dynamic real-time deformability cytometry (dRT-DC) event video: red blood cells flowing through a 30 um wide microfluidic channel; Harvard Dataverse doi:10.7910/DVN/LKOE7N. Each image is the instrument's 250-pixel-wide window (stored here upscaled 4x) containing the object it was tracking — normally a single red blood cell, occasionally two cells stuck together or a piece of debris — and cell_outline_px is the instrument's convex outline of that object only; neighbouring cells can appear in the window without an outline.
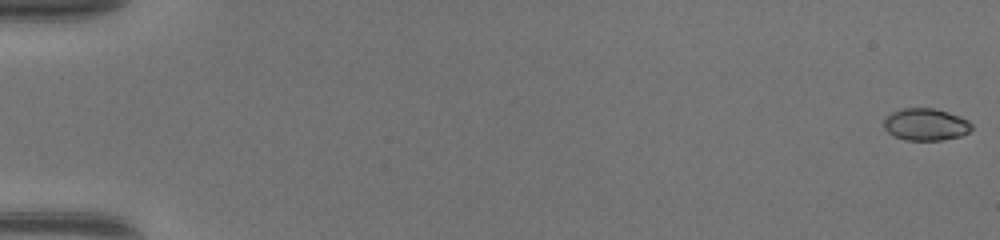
{"species": "common noctule bat (a hibernating species)", "species_latin": "Nyctalus noctula", "temperature_condition": "warm", "stored_images_in_passage": 49, "camera_frame_rate_fps": 3000, "um_per_image_px": 0.085, "animal": {"sex": "female", "body_mass_g": 17.0, "forearm_length_mm": 48.0}, "frame": {"image": 1, "passage_image": 1, "time_ms": 0.0, "image_size_px": [1000, 240], "cell_outline_px": [[972, 128], [968, 132], [960, 136], [940, 140], [908, 140], [896, 136], [888, 132], [884, 128], [884, 120], [892, 112], [904, 108], [936, 108], [960, 116], [968, 120], [972, 124]], "centroid_in_image_um": [78.71, 10.57], "position_along_channel_um": 6.3, "area_um2": 16.3}}
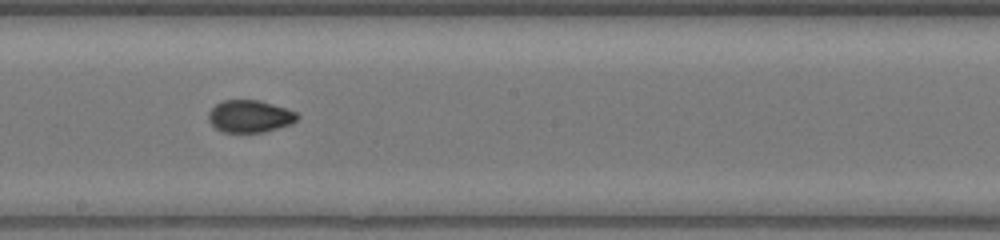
{"frame": {"image": 2, "passage_image": 29, "time_ms": 9.333, "image_size_px": [1000, 240], "cell_outline_px": [[300, 116], [292, 124], [264, 132], [220, 132], [208, 120], [208, 112], [216, 104], [224, 100], [260, 100], [296, 112]], "centroid_in_image_um": [21.23, 9.89], "position_along_channel_um": 227.0, "area_um2": 16.7}}
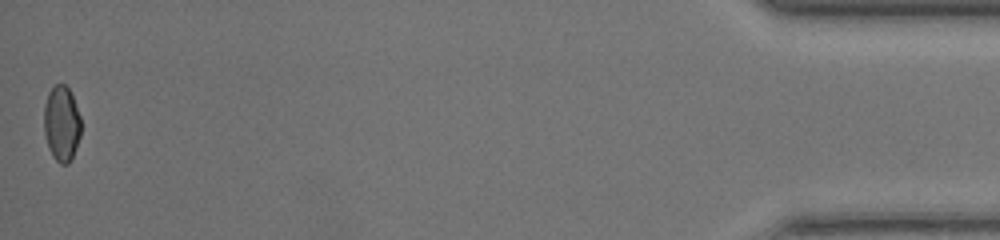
{"frame": {"image": 3, "passage_image": 49, "time_ms": 16.0, "image_size_px": [1000, 240], "cell_outline_px": [[80, 136], [72, 156], [68, 164], [60, 164], [52, 156], [48, 148], [44, 132], [44, 104], [48, 92], [56, 84], [64, 84], [68, 88], [72, 96], [80, 116]], "centroid_in_image_um": [5.21, 10.5], "position_along_channel_um": 430.0, "area_um2": 16.18}}